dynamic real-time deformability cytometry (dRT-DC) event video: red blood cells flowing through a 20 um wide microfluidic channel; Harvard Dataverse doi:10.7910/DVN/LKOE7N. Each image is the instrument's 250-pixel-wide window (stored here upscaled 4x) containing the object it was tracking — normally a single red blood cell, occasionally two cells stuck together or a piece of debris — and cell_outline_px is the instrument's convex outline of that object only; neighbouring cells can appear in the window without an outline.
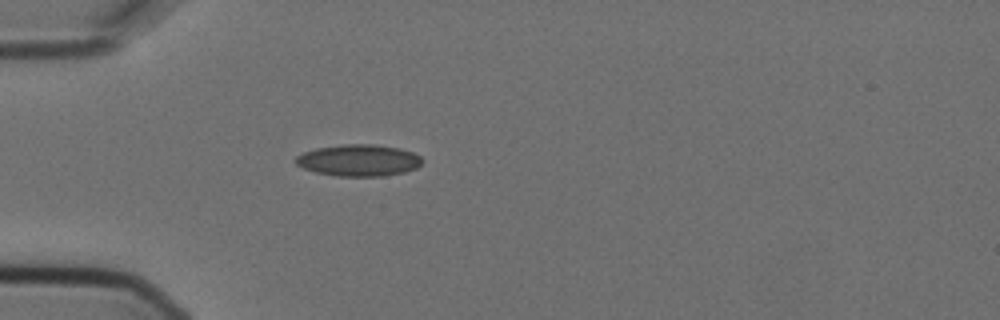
{"species": "Egyptian fruit bat (a non-hibernating species)", "species_latin": "Rousettus aegyptiacus", "temperature_condition": "cold", "stored_images_in_passage": 4, "camera_frame_rate_fps": 3000, "um_per_image_px": 0.085, "animal": {"sex": "female"}, "frame": {"image": 1, "passage_image": 4, "time_ms": 1.0, "image_size_px": [1000, 320], "cell_outline_px": [[424, 160], [416, 168], [404, 172], [384, 176], [336, 176], [316, 172], [304, 168], [296, 164], [292, 160], [296, 156], [304, 152], [316, 148], [344, 144], [372, 144], [400, 148], [412, 152], [420, 156]], "centroid_in_image_um": [30.48, 13.62], "position_along_channel_um": 54.5, "area_um2": 23.41}}